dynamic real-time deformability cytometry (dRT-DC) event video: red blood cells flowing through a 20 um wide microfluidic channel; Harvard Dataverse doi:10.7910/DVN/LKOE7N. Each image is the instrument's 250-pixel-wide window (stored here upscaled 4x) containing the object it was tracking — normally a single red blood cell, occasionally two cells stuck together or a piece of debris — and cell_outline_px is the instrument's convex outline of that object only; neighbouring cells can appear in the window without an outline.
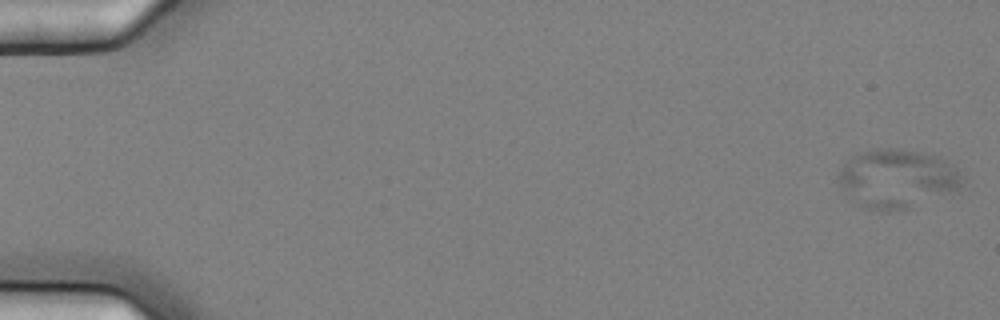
{"species": "common noctule bat (a hibernating species)", "species_latin": "Nyctalus noctula", "temperature_condition": "cold", "stored_images_in_passage": 7, "segment_of_instrument_passage": [1, 2], "camera_frame_rate_fps": 3000, "um_per_image_px": 0.085, "animal": {"sex": "female", "body_mass_g": 25.1}, "frame": {"image": 1, "passage_image": 1, "time_ms": 0.0, "image_size_px": [1000, 320], "cell_outline_px": [[960, 184], [956, 188], [904, 208], [888, 212], [884, 212], [864, 208], [844, 196], [836, 184], [836, 176], [840, 168], [856, 152], [872, 148], [896, 148], [940, 156], [952, 164], [960, 172]], "centroid_in_image_um": [76.07, 15.15], "position_along_channel_um": 8.9, "area_um2": 42.31}}